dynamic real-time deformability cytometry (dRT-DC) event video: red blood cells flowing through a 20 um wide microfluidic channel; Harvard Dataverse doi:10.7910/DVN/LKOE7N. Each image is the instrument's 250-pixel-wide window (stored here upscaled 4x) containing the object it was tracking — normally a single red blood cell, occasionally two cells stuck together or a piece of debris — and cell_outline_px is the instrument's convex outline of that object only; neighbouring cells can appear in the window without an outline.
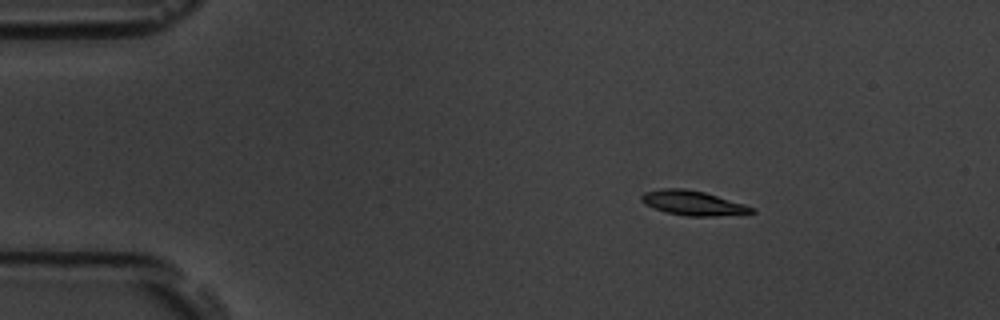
{"species": "common noctule bat (a hibernating species)", "species_latin": "Nyctalus noctula", "temperature_condition": "room temperature", "stored_images_in_passage": 46, "camera_frame_rate_fps": 3000, "um_per_image_px": 0.085, "animal": {"sex": "male", "body_mass_g": 19.5, "forearm_length_mm": 54.6}, "frame": {"image": 1, "passage_image": 1, "time_ms": 0.0, "image_size_px": [1000, 320], "cell_outline_px": [[756, 212], [716, 216], [684, 216], [652, 208], [644, 204], [640, 200], [640, 196], [644, 192], [660, 188], [684, 188], [704, 192], [744, 204], [756, 208]], "centroid_in_image_um": [58.86, 17.25], "position_along_channel_um": 26.1, "area_um2": 15.84}}
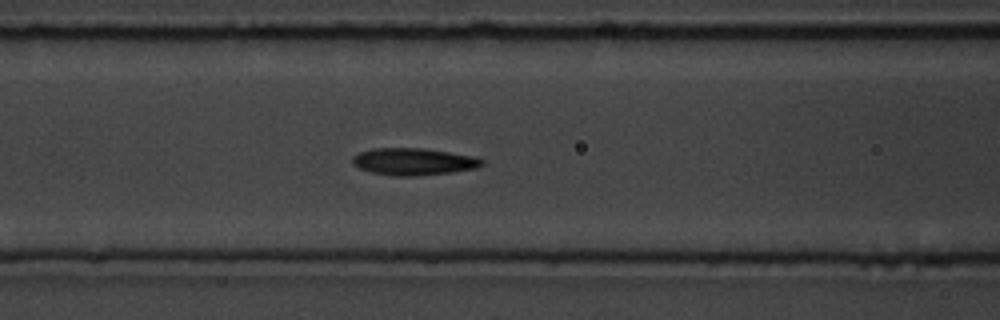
{"frame": {"image": 2, "passage_image": 14, "time_ms": 4.333, "image_size_px": [1000, 320], "cell_outline_px": [[484, 164], [476, 168], [452, 172], [416, 176], [392, 176], [372, 172], [360, 168], [352, 164], [352, 156], [360, 152], [372, 148], [424, 148], [476, 156], [484, 160]], "centroid_in_image_um": [35.17, 13.73], "position_along_channel_um": 131.4, "area_um2": 20.58}}
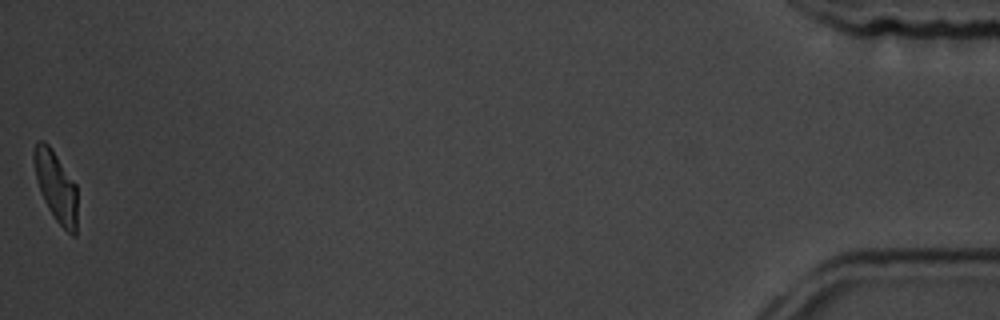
{"frame": {"image": 3, "passage_image": 46, "time_ms": 15.0, "image_size_px": [1000, 320], "cell_outline_px": [[76, 236], [72, 236], [56, 220], [48, 208], [44, 200], [36, 180], [32, 160], [32, 156], [36, 140], [44, 140], [52, 148], [76, 184]], "centroid_in_image_um": [4.72, 15.79], "position_along_channel_um": 430.5, "area_um2": 17.86}, "authors_computed_cell_mechanics": {"area_um2": 19.1029, "velocity_mm_per_s": 3.725, "shape_relaxation_time_tau1_ms": 2.1846, "shape_relaxation_time_tau2_ms": 1.8451, "deformation_change_tau1": 0.1447, "deformation_change_tau2": 0.0916}}